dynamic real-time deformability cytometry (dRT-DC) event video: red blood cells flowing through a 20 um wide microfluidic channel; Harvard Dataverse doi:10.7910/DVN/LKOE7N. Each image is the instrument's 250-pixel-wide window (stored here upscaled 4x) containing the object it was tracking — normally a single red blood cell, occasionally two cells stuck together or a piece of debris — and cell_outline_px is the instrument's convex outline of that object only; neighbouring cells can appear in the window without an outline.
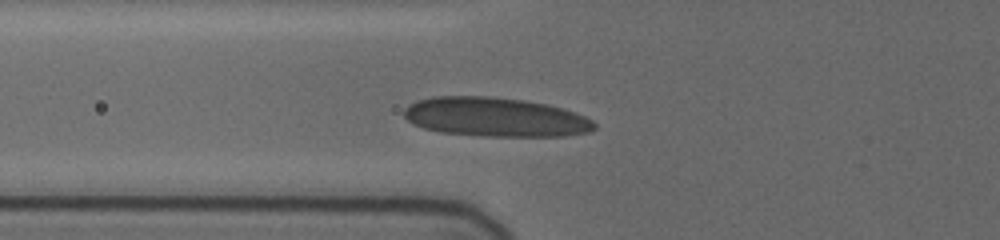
{"species": "human", "species_latin": "Homo sapiens", "temperature_condition": "cold", "stored_images_in_passage": 8, "camera_frame_rate_fps": 3000, "um_per_image_px": 0.085, "donor": {"sex": "female"}, "frame": {"image": 1, "passage_image": 6, "time_ms": 3.667, "image_size_px": [1000, 240], "cell_outline_px": [[596, 128], [592, 132], [564, 136], [484, 136], [440, 132], [424, 128], [412, 124], [404, 116], [404, 108], [408, 104], [416, 100], [432, 96], [488, 96], [524, 100], [548, 104], [584, 116], [592, 120], [596, 124]], "centroid_in_image_um": [42.08, 9.95], "position_along_channel_um": 83.7, "area_um2": 43.7}}
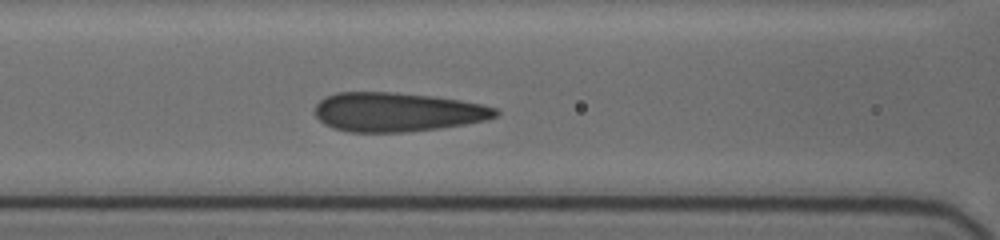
{"frame": {"image": 2, "passage_image": 8, "time_ms": 5.0, "image_size_px": [1000, 240], "cell_outline_px": [[500, 112], [496, 116], [488, 120], [440, 128], [404, 132], [348, 132], [332, 128], [324, 124], [316, 116], [316, 104], [324, 96], [336, 92], [396, 92], [432, 96], [460, 100], [480, 104], [496, 108]], "centroid_in_image_um": [33.75, 9.52], "position_along_channel_um": 132.9, "area_um2": 41.33}}